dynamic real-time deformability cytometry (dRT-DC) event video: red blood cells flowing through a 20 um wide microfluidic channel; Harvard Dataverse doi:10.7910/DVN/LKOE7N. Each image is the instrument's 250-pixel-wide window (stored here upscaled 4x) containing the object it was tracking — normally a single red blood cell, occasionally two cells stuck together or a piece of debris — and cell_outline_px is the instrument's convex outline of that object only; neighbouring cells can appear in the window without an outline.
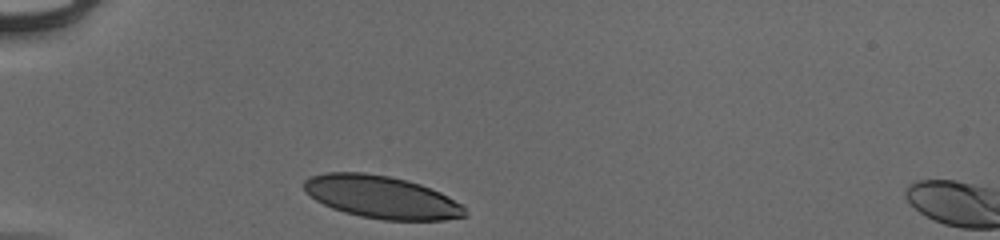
{"species": "human", "species_latin": "Homo sapiens", "temperature_condition": "cold", "stored_images_in_passage": 3, "camera_frame_rate_fps": 3000, "um_per_image_px": 0.085, "donor": {"sex": "male"}, "frame": {"image": 1, "passage_image": 1, "time_ms": 0.0, "image_size_px": [1000, 240], "cell_outline_px": [[460, 216], [436, 220], [396, 220], [368, 216], [352, 212], [328, 204], [320, 200], [312, 192], [312, 180], [316, 176], [380, 176], [400, 180], [416, 184], [428, 188], [452, 200], [456, 204]], "centroid_in_image_um": [32.61, 16.82], "position_along_channel_um": 52.4, "area_um2": 34.33}}